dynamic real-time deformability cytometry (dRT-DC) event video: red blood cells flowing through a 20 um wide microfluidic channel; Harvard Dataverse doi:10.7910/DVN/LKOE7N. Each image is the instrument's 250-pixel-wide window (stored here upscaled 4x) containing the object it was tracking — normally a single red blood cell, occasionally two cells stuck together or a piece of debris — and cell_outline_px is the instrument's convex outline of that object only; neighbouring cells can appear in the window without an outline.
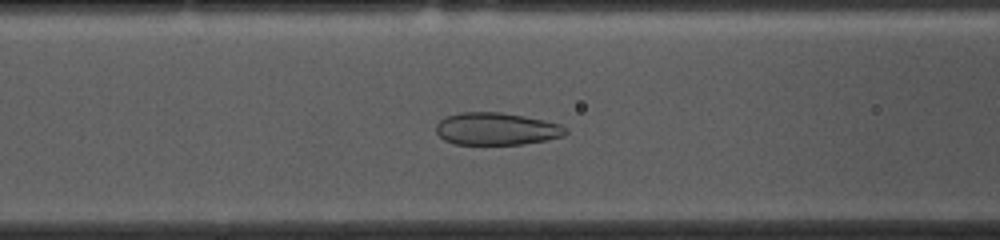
{"species": "common noctule bat (a hibernating species)", "species_latin": "Nyctalus noctula", "temperature_condition": "cold", "stored_images_in_passage": 53, "camera_frame_rate_fps": 3000, "um_per_image_px": 0.085, "animal": {"sex": "female", "body_mass_g": 10.0, "forearm_length_mm": 53.1}, "frame": {"image": 1, "passage_image": 20, "time_ms": 6.333, "image_size_px": [1000, 240], "cell_outline_px": [[568, 132], [564, 136], [524, 144], [456, 144], [444, 140], [436, 132], [436, 124], [444, 116], [460, 112], [500, 112], [524, 116], [544, 120], [560, 124], [568, 128]], "centroid_in_image_um": [42.19, 10.94], "position_along_channel_um": 124.4, "area_um2": 24.57}}
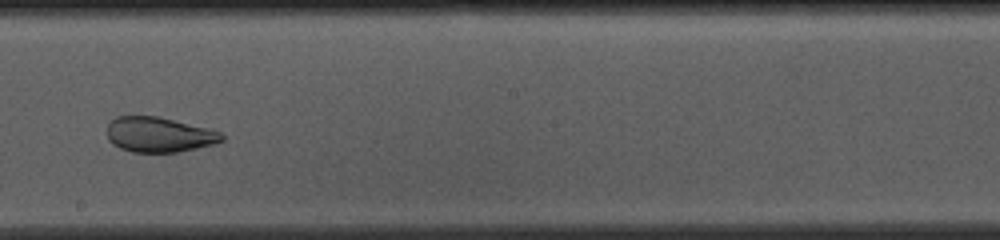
{"frame": {"image": 2, "passage_image": 29, "time_ms": 9.333, "image_size_px": [1000, 240], "cell_outline_px": [[224, 140], [216, 144], [176, 152], [132, 152], [120, 148], [112, 144], [108, 140], [108, 120], [116, 116], [156, 116], [208, 128], [220, 132], [224, 136]], "centroid_in_image_um": [13.5, 11.44], "position_along_channel_um": 234.7, "area_um2": 23.52}}
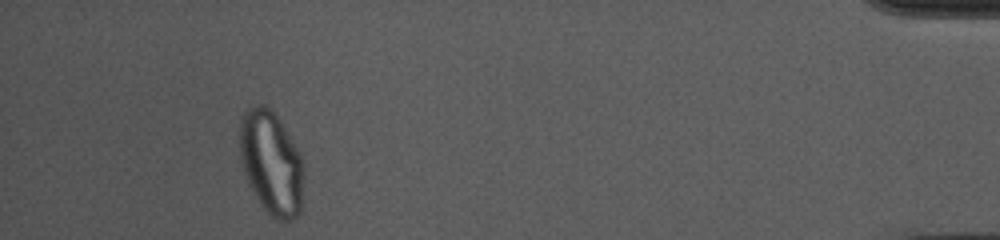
{"frame": {"image": 3, "passage_image": 49, "time_ms": 16.0, "image_size_px": [1000, 240], "cell_outline_px": [[300, 212], [292, 220], [276, 220], [264, 208], [252, 192], [244, 172], [240, 160], [240, 120], [244, 112], [252, 104], [264, 104], [276, 112], [292, 140], [300, 156]], "centroid_in_image_um": [22.99, 13.77], "position_along_channel_um": 412.2, "area_um2": 38.03}}